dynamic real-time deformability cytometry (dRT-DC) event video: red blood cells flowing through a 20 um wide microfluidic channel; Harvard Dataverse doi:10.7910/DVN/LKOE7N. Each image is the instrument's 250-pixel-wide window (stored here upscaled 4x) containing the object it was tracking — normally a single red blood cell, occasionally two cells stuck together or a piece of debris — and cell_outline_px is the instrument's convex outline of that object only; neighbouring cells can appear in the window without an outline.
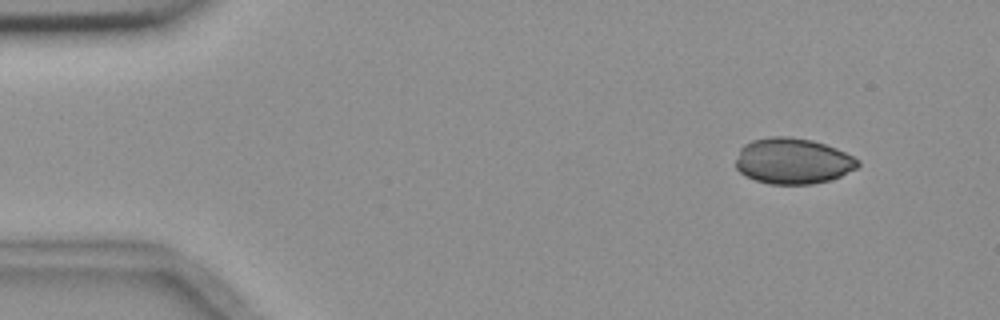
{"species": "common noctule bat (a hibernating species)", "species_latin": "Nyctalus noctula", "temperature_condition": "room temperature", "stored_images_in_passage": 4, "camera_frame_rate_fps": 3000, "um_per_image_px": 0.085, "animal": {"sex": "female", "body_mass_g": 18.4}, "frame": {"image": 1, "passage_image": 1, "time_ms": 0.0, "image_size_px": [1000, 320], "cell_outline_px": [[860, 164], [856, 168], [840, 176], [828, 180], [812, 184], [768, 184], [744, 176], [736, 168], [736, 160], [740, 148], [744, 144], [752, 140], [772, 136], [788, 136], [812, 140], [836, 148], [860, 160]], "centroid_in_image_um": [67.36, 13.68], "position_along_channel_um": 17.6, "area_um2": 32.66}}